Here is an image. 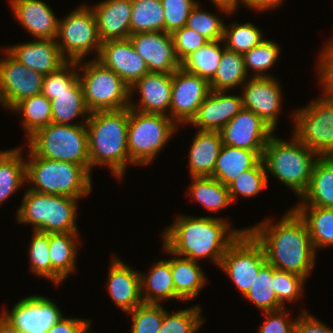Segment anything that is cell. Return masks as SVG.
<instances>
[{
	"mask_svg": "<svg viewBox=\"0 0 333 333\" xmlns=\"http://www.w3.org/2000/svg\"><path fill=\"white\" fill-rule=\"evenodd\" d=\"M269 219L249 228L261 244L266 262L278 270L307 278L315 266L316 251L307 226L292 208L276 224Z\"/></svg>",
	"mask_w": 333,
	"mask_h": 333,
	"instance_id": "obj_1",
	"label": "cell"
},
{
	"mask_svg": "<svg viewBox=\"0 0 333 333\" xmlns=\"http://www.w3.org/2000/svg\"><path fill=\"white\" fill-rule=\"evenodd\" d=\"M174 224L163 232V244L174 254L198 262L201 258H211L220 265L228 246L245 229H229V222L216 217H177Z\"/></svg>",
	"mask_w": 333,
	"mask_h": 333,
	"instance_id": "obj_2",
	"label": "cell"
},
{
	"mask_svg": "<svg viewBox=\"0 0 333 333\" xmlns=\"http://www.w3.org/2000/svg\"><path fill=\"white\" fill-rule=\"evenodd\" d=\"M129 107L94 111L87 119L90 173L93 166H108L117 179H123L130 160L128 151Z\"/></svg>",
	"mask_w": 333,
	"mask_h": 333,
	"instance_id": "obj_3",
	"label": "cell"
},
{
	"mask_svg": "<svg viewBox=\"0 0 333 333\" xmlns=\"http://www.w3.org/2000/svg\"><path fill=\"white\" fill-rule=\"evenodd\" d=\"M291 141H283L273 134L265 145L262 161L265 171L290 187L300 200L319 156L294 136Z\"/></svg>",
	"mask_w": 333,
	"mask_h": 333,
	"instance_id": "obj_4",
	"label": "cell"
},
{
	"mask_svg": "<svg viewBox=\"0 0 333 333\" xmlns=\"http://www.w3.org/2000/svg\"><path fill=\"white\" fill-rule=\"evenodd\" d=\"M91 179V173L83 165L48 160L29 149L26 181L32 184L28 187L30 190L80 199L92 191Z\"/></svg>",
	"mask_w": 333,
	"mask_h": 333,
	"instance_id": "obj_5",
	"label": "cell"
},
{
	"mask_svg": "<svg viewBox=\"0 0 333 333\" xmlns=\"http://www.w3.org/2000/svg\"><path fill=\"white\" fill-rule=\"evenodd\" d=\"M77 198L40 193L27 189L16 213L19 223L31 224L33 231L45 233L78 232Z\"/></svg>",
	"mask_w": 333,
	"mask_h": 333,
	"instance_id": "obj_6",
	"label": "cell"
},
{
	"mask_svg": "<svg viewBox=\"0 0 333 333\" xmlns=\"http://www.w3.org/2000/svg\"><path fill=\"white\" fill-rule=\"evenodd\" d=\"M28 144L38 157L83 165L90 172L86 122L50 123L31 135Z\"/></svg>",
	"mask_w": 333,
	"mask_h": 333,
	"instance_id": "obj_7",
	"label": "cell"
},
{
	"mask_svg": "<svg viewBox=\"0 0 333 333\" xmlns=\"http://www.w3.org/2000/svg\"><path fill=\"white\" fill-rule=\"evenodd\" d=\"M178 125L167 115L143 113L129 107L128 151L135 166H146L167 144Z\"/></svg>",
	"mask_w": 333,
	"mask_h": 333,
	"instance_id": "obj_8",
	"label": "cell"
},
{
	"mask_svg": "<svg viewBox=\"0 0 333 333\" xmlns=\"http://www.w3.org/2000/svg\"><path fill=\"white\" fill-rule=\"evenodd\" d=\"M83 75L79 73L84 100L90 112L120 110L129 107L130 88L111 69L95 58L83 62Z\"/></svg>",
	"mask_w": 333,
	"mask_h": 333,
	"instance_id": "obj_9",
	"label": "cell"
},
{
	"mask_svg": "<svg viewBox=\"0 0 333 333\" xmlns=\"http://www.w3.org/2000/svg\"><path fill=\"white\" fill-rule=\"evenodd\" d=\"M57 45L66 61H80L90 51L99 55L102 42L98 36V29L94 12L90 6L77 7L64 19H59Z\"/></svg>",
	"mask_w": 333,
	"mask_h": 333,
	"instance_id": "obj_10",
	"label": "cell"
},
{
	"mask_svg": "<svg viewBox=\"0 0 333 333\" xmlns=\"http://www.w3.org/2000/svg\"><path fill=\"white\" fill-rule=\"evenodd\" d=\"M293 114V136L319 157L333 151V98L324 95Z\"/></svg>",
	"mask_w": 333,
	"mask_h": 333,
	"instance_id": "obj_11",
	"label": "cell"
},
{
	"mask_svg": "<svg viewBox=\"0 0 333 333\" xmlns=\"http://www.w3.org/2000/svg\"><path fill=\"white\" fill-rule=\"evenodd\" d=\"M266 263L261 244L248 231L241 233L227 248L219 267L244 296L252 287L260 268Z\"/></svg>",
	"mask_w": 333,
	"mask_h": 333,
	"instance_id": "obj_12",
	"label": "cell"
},
{
	"mask_svg": "<svg viewBox=\"0 0 333 333\" xmlns=\"http://www.w3.org/2000/svg\"><path fill=\"white\" fill-rule=\"evenodd\" d=\"M171 83L168 116L177 125L190 123L211 91L209 81L180 67L171 74Z\"/></svg>",
	"mask_w": 333,
	"mask_h": 333,
	"instance_id": "obj_13",
	"label": "cell"
},
{
	"mask_svg": "<svg viewBox=\"0 0 333 333\" xmlns=\"http://www.w3.org/2000/svg\"><path fill=\"white\" fill-rule=\"evenodd\" d=\"M0 59V104L12 109L21 100L41 94L44 75L27 68L6 50Z\"/></svg>",
	"mask_w": 333,
	"mask_h": 333,
	"instance_id": "obj_14",
	"label": "cell"
},
{
	"mask_svg": "<svg viewBox=\"0 0 333 333\" xmlns=\"http://www.w3.org/2000/svg\"><path fill=\"white\" fill-rule=\"evenodd\" d=\"M1 315L22 333H46L63 317L56 303L38 295L19 300L11 313L3 310Z\"/></svg>",
	"mask_w": 333,
	"mask_h": 333,
	"instance_id": "obj_15",
	"label": "cell"
},
{
	"mask_svg": "<svg viewBox=\"0 0 333 333\" xmlns=\"http://www.w3.org/2000/svg\"><path fill=\"white\" fill-rule=\"evenodd\" d=\"M274 131L253 111L243 107L219 133L225 145L263 151Z\"/></svg>",
	"mask_w": 333,
	"mask_h": 333,
	"instance_id": "obj_16",
	"label": "cell"
},
{
	"mask_svg": "<svg viewBox=\"0 0 333 333\" xmlns=\"http://www.w3.org/2000/svg\"><path fill=\"white\" fill-rule=\"evenodd\" d=\"M273 76L250 77L243 86L242 105L253 111L273 130L276 129L278 114L282 110L280 84Z\"/></svg>",
	"mask_w": 333,
	"mask_h": 333,
	"instance_id": "obj_17",
	"label": "cell"
},
{
	"mask_svg": "<svg viewBox=\"0 0 333 333\" xmlns=\"http://www.w3.org/2000/svg\"><path fill=\"white\" fill-rule=\"evenodd\" d=\"M129 39L147 63L149 72L172 74L181 67L171 34L165 31L140 32L130 35Z\"/></svg>",
	"mask_w": 333,
	"mask_h": 333,
	"instance_id": "obj_18",
	"label": "cell"
},
{
	"mask_svg": "<svg viewBox=\"0 0 333 333\" xmlns=\"http://www.w3.org/2000/svg\"><path fill=\"white\" fill-rule=\"evenodd\" d=\"M95 59L119 75L129 87L149 72L147 63L136 52L130 39L102 42Z\"/></svg>",
	"mask_w": 333,
	"mask_h": 333,
	"instance_id": "obj_19",
	"label": "cell"
},
{
	"mask_svg": "<svg viewBox=\"0 0 333 333\" xmlns=\"http://www.w3.org/2000/svg\"><path fill=\"white\" fill-rule=\"evenodd\" d=\"M130 88L131 109L153 114L167 115L170 110L171 101V74L162 72H148L137 80ZM134 89L140 93V102L137 104L131 101Z\"/></svg>",
	"mask_w": 333,
	"mask_h": 333,
	"instance_id": "obj_20",
	"label": "cell"
},
{
	"mask_svg": "<svg viewBox=\"0 0 333 333\" xmlns=\"http://www.w3.org/2000/svg\"><path fill=\"white\" fill-rule=\"evenodd\" d=\"M211 90L189 124L197 130L220 131L242 108L241 95Z\"/></svg>",
	"mask_w": 333,
	"mask_h": 333,
	"instance_id": "obj_21",
	"label": "cell"
},
{
	"mask_svg": "<svg viewBox=\"0 0 333 333\" xmlns=\"http://www.w3.org/2000/svg\"><path fill=\"white\" fill-rule=\"evenodd\" d=\"M116 306L130 312L144 302L141 296L140 272L123 263L118 257L112 258L107 287Z\"/></svg>",
	"mask_w": 333,
	"mask_h": 333,
	"instance_id": "obj_22",
	"label": "cell"
},
{
	"mask_svg": "<svg viewBox=\"0 0 333 333\" xmlns=\"http://www.w3.org/2000/svg\"><path fill=\"white\" fill-rule=\"evenodd\" d=\"M17 21L36 39L56 40L59 19L42 0H10Z\"/></svg>",
	"mask_w": 333,
	"mask_h": 333,
	"instance_id": "obj_23",
	"label": "cell"
},
{
	"mask_svg": "<svg viewBox=\"0 0 333 333\" xmlns=\"http://www.w3.org/2000/svg\"><path fill=\"white\" fill-rule=\"evenodd\" d=\"M5 49L18 62L43 75L53 73L66 62L60 53L57 40L35 39Z\"/></svg>",
	"mask_w": 333,
	"mask_h": 333,
	"instance_id": "obj_24",
	"label": "cell"
},
{
	"mask_svg": "<svg viewBox=\"0 0 333 333\" xmlns=\"http://www.w3.org/2000/svg\"><path fill=\"white\" fill-rule=\"evenodd\" d=\"M92 10L101 42L129 39L131 0H102Z\"/></svg>",
	"mask_w": 333,
	"mask_h": 333,
	"instance_id": "obj_25",
	"label": "cell"
},
{
	"mask_svg": "<svg viewBox=\"0 0 333 333\" xmlns=\"http://www.w3.org/2000/svg\"><path fill=\"white\" fill-rule=\"evenodd\" d=\"M78 234L79 232L49 233L51 281L57 286L76 269Z\"/></svg>",
	"mask_w": 333,
	"mask_h": 333,
	"instance_id": "obj_26",
	"label": "cell"
},
{
	"mask_svg": "<svg viewBox=\"0 0 333 333\" xmlns=\"http://www.w3.org/2000/svg\"><path fill=\"white\" fill-rule=\"evenodd\" d=\"M189 152L191 177L211 176L223 145L219 131L197 130Z\"/></svg>",
	"mask_w": 333,
	"mask_h": 333,
	"instance_id": "obj_27",
	"label": "cell"
},
{
	"mask_svg": "<svg viewBox=\"0 0 333 333\" xmlns=\"http://www.w3.org/2000/svg\"><path fill=\"white\" fill-rule=\"evenodd\" d=\"M163 250L173 255V257H170V268L175 294L181 301L194 299L207 280L202 268L198 262L172 253L164 244Z\"/></svg>",
	"mask_w": 333,
	"mask_h": 333,
	"instance_id": "obj_28",
	"label": "cell"
},
{
	"mask_svg": "<svg viewBox=\"0 0 333 333\" xmlns=\"http://www.w3.org/2000/svg\"><path fill=\"white\" fill-rule=\"evenodd\" d=\"M262 154L263 151H252L223 144L210 177L228 186L242 172L253 168L262 159Z\"/></svg>",
	"mask_w": 333,
	"mask_h": 333,
	"instance_id": "obj_29",
	"label": "cell"
},
{
	"mask_svg": "<svg viewBox=\"0 0 333 333\" xmlns=\"http://www.w3.org/2000/svg\"><path fill=\"white\" fill-rule=\"evenodd\" d=\"M300 199L297 206L333 208V161L328 156L315 161L309 186Z\"/></svg>",
	"mask_w": 333,
	"mask_h": 333,
	"instance_id": "obj_30",
	"label": "cell"
},
{
	"mask_svg": "<svg viewBox=\"0 0 333 333\" xmlns=\"http://www.w3.org/2000/svg\"><path fill=\"white\" fill-rule=\"evenodd\" d=\"M141 296L146 304H161L162 300L178 299L175 294L170 259L159 260L148 274L140 272Z\"/></svg>",
	"mask_w": 333,
	"mask_h": 333,
	"instance_id": "obj_31",
	"label": "cell"
},
{
	"mask_svg": "<svg viewBox=\"0 0 333 333\" xmlns=\"http://www.w3.org/2000/svg\"><path fill=\"white\" fill-rule=\"evenodd\" d=\"M44 95L51 100L52 123L71 125L74 118L81 116L85 117L82 122H87L91 112L86 106L80 80L66 92Z\"/></svg>",
	"mask_w": 333,
	"mask_h": 333,
	"instance_id": "obj_32",
	"label": "cell"
},
{
	"mask_svg": "<svg viewBox=\"0 0 333 333\" xmlns=\"http://www.w3.org/2000/svg\"><path fill=\"white\" fill-rule=\"evenodd\" d=\"M293 209L305 222L314 250L333 246V208L295 206Z\"/></svg>",
	"mask_w": 333,
	"mask_h": 333,
	"instance_id": "obj_33",
	"label": "cell"
},
{
	"mask_svg": "<svg viewBox=\"0 0 333 333\" xmlns=\"http://www.w3.org/2000/svg\"><path fill=\"white\" fill-rule=\"evenodd\" d=\"M21 151L18 147L0 152V204L27 182Z\"/></svg>",
	"mask_w": 333,
	"mask_h": 333,
	"instance_id": "obj_34",
	"label": "cell"
},
{
	"mask_svg": "<svg viewBox=\"0 0 333 333\" xmlns=\"http://www.w3.org/2000/svg\"><path fill=\"white\" fill-rule=\"evenodd\" d=\"M187 193L203 208L209 211L218 212L222 208L228 207L231 203L228 186L210 176L192 177Z\"/></svg>",
	"mask_w": 333,
	"mask_h": 333,
	"instance_id": "obj_35",
	"label": "cell"
},
{
	"mask_svg": "<svg viewBox=\"0 0 333 333\" xmlns=\"http://www.w3.org/2000/svg\"><path fill=\"white\" fill-rule=\"evenodd\" d=\"M247 77L243 54L225 48L217 71L209 81L210 89L227 93L229 89L242 86L248 80Z\"/></svg>",
	"mask_w": 333,
	"mask_h": 333,
	"instance_id": "obj_36",
	"label": "cell"
},
{
	"mask_svg": "<svg viewBox=\"0 0 333 333\" xmlns=\"http://www.w3.org/2000/svg\"><path fill=\"white\" fill-rule=\"evenodd\" d=\"M11 111L22 115V125L28 137L52 123L51 100L42 93L21 100Z\"/></svg>",
	"mask_w": 333,
	"mask_h": 333,
	"instance_id": "obj_37",
	"label": "cell"
},
{
	"mask_svg": "<svg viewBox=\"0 0 333 333\" xmlns=\"http://www.w3.org/2000/svg\"><path fill=\"white\" fill-rule=\"evenodd\" d=\"M130 35L140 32L165 31L161 0H131Z\"/></svg>",
	"mask_w": 333,
	"mask_h": 333,
	"instance_id": "obj_38",
	"label": "cell"
},
{
	"mask_svg": "<svg viewBox=\"0 0 333 333\" xmlns=\"http://www.w3.org/2000/svg\"><path fill=\"white\" fill-rule=\"evenodd\" d=\"M223 40L209 41L194 53L190 54L182 63L181 67L192 74H196L210 81L219 66L225 47L220 48Z\"/></svg>",
	"mask_w": 333,
	"mask_h": 333,
	"instance_id": "obj_39",
	"label": "cell"
},
{
	"mask_svg": "<svg viewBox=\"0 0 333 333\" xmlns=\"http://www.w3.org/2000/svg\"><path fill=\"white\" fill-rule=\"evenodd\" d=\"M262 312L275 311L284 308L277 300L274 291L273 266L267 262L260 268L250 290L244 295Z\"/></svg>",
	"mask_w": 333,
	"mask_h": 333,
	"instance_id": "obj_40",
	"label": "cell"
},
{
	"mask_svg": "<svg viewBox=\"0 0 333 333\" xmlns=\"http://www.w3.org/2000/svg\"><path fill=\"white\" fill-rule=\"evenodd\" d=\"M263 33L251 22L244 24L232 23L224 25L223 43L229 50L244 54L260 44L264 39Z\"/></svg>",
	"mask_w": 333,
	"mask_h": 333,
	"instance_id": "obj_41",
	"label": "cell"
},
{
	"mask_svg": "<svg viewBox=\"0 0 333 333\" xmlns=\"http://www.w3.org/2000/svg\"><path fill=\"white\" fill-rule=\"evenodd\" d=\"M205 323L200 305L170 314L163 308V320L158 333H196Z\"/></svg>",
	"mask_w": 333,
	"mask_h": 333,
	"instance_id": "obj_42",
	"label": "cell"
},
{
	"mask_svg": "<svg viewBox=\"0 0 333 333\" xmlns=\"http://www.w3.org/2000/svg\"><path fill=\"white\" fill-rule=\"evenodd\" d=\"M267 174L262 159L253 168L242 172L228 185L232 202L235 201L238 195L244 197L257 195L267 187L269 179Z\"/></svg>",
	"mask_w": 333,
	"mask_h": 333,
	"instance_id": "obj_43",
	"label": "cell"
},
{
	"mask_svg": "<svg viewBox=\"0 0 333 333\" xmlns=\"http://www.w3.org/2000/svg\"><path fill=\"white\" fill-rule=\"evenodd\" d=\"M279 54V45L264 38L260 44L243 54L246 73L248 74L251 69L253 72L255 71L253 77H270L265 74V71L274 66Z\"/></svg>",
	"mask_w": 333,
	"mask_h": 333,
	"instance_id": "obj_44",
	"label": "cell"
},
{
	"mask_svg": "<svg viewBox=\"0 0 333 333\" xmlns=\"http://www.w3.org/2000/svg\"><path fill=\"white\" fill-rule=\"evenodd\" d=\"M200 7V4L197 3L192 9L187 19L186 27L204 36L208 41L223 40L224 21L213 13L201 10Z\"/></svg>",
	"mask_w": 333,
	"mask_h": 333,
	"instance_id": "obj_45",
	"label": "cell"
},
{
	"mask_svg": "<svg viewBox=\"0 0 333 333\" xmlns=\"http://www.w3.org/2000/svg\"><path fill=\"white\" fill-rule=\"evenodd\" d=\"M28 251L31 272L51 280L49 233L34 230Z\"/></svg>",
	"mask_w": 333,
	"mask_h": 333,
	"instance_id": "obj_46",
	"label": "cell"
},
{
	"mask_svg": "<svg viewBox=\"0 0 333 333\" xmlns=\"http://www.w3.org/2000/svg\"><path fill=\"white\" fill-rule=\"evenodd\" d=\"M273 280L277 300L283 307L285 306L284 301L295 302L303 296L306 279L302 276L273 267Z\"/></svg>",
	"mask_w": 333,
	"mask_h": 333,
	"instance_id": "obj_47",
	"label": "cell"
},
{
	"mask_svg": "<svg viewBox=\"0 0 333 333\" xmlns=\"http://www.w3.org/2000/svg\"><path fill=\"white\" fill-rule=\"evenodd\" d=\"M79 64L80 61H66L53 73L44 75L41 93L60 94L66 92V89L71 88L79 80V74L76 70V67L80 66Z\"/></svg>",
	"mask_w": 333,
	"mask_h": 333,
	"instance_id": "obj_48",
	"label": "cell"
},
{
	"mask_svg": "<svg viewBox=\"0 0 333 333\" xmlns=\"http://www.w3.org/2000/svg\"><path fill=\"white\" fill-rule=\"evenodd\" d=\"M132 315L131 333H158L163 320V307L160 304L143 303L128 312Z\"/></svg>",
	"mask_w": 333,
	"mask_h": 333,
	"instance_id": "obj_49",
	"label": "cell"
},
{
	"mask_svg": "<svg viewBox=\"0 0 333 333\" xmlns=\"http://www.w3.org/2000/svg\"><path fill=\"white\" fill-rule=\"evenodd\" d=\"M198 2L196 0H161L165 15V32L172 34L186 26L189 14Z\"/></svg>",
	"mask_w": 333,
	"mask_h": 333,
	"instance_id": "obj_50",
	"label": "cell"
},
{
	"mask_svg": "<svg viewBox=\"0 0 333 333\" xmlns=\"http://www.w3.org/2000/svg\"><path fill=\"white\" fill-rule=\"evenodd\" d=\"M171 35L175 53L180 63L209 42L204 36L186 26L174 31Z\"/></svg>",
	"mask_w": 333,
	"mask_h": 333,
	"instance_id": "obj_51",
	"label": "cell"
},
{
	"mask_svg": "<svg viewBox=\"0 0 333 333\" xmlns=\"http://www.w3.org/2000/svg\"><path fill=\"white\" fill-rule=\"evenodd\" d=\"M318 59V78L323 87V92L326 97L333 98V39L331 38L323 48Z\"/></svg>",
	"mask_w": 333,
	"mask_h": 333,
	"instance_id": "obj_52",
	"label": "cell"
},
{
	"mask_svg": "<svg viewBox=\"0 0 333 333\" xmlns=\"http://www.w3.org/2000/svg\"><path fill=\"white\" fill-rule=\"evenodd\" d=\"M263 313L267 319L261 325L259 333H294L296 319L290 321V316L284 308Z\"/></svg>",
	"mask_w": 333,
	"mask_h": 333,
	"instance_id": "obj_53",
	"label": "cell"
},
{
	"mask_svg": "<svg viewBox=\"0 0 333 333\" xmlns=\"http://www.w3.org/2000/svg\"><path fill=\"white\" fill-rule=\"evenodd\" d=\"M294 333H333V329L308 312L302 311L295 321Z\"/></svg>",
	"mask_w": 333,
	"mask_h": 333,
	"instance_id": "obj_54",
	"label": "cell"
},
{
	"mask_svg": "<svg viewBox=\"0 0 333 333\" xmlns=\"http://www.w3.org/2000/svg\"><path fill=\"white\" fill-rule=\"evenodd\" d=\"M90 324L88 319L63 316L46 333H88Z\"/></svg>",
	"mask_w": 333,
	"mask_h": 333,
	"instance_id": "obj_55",
	"label": "cell"
},
{
	"mask_svg": "<svg viewBox=\"0 0 333 333\" xmlns=\"http://www.w3.org/2000/svg\"><path fill=\"white\" fill-rule=\"evenodd\" d=\"M283 0H242V3L256 11L275 9L281 5Z\"/></svg>",
	"mask_w": 333,
	"mask_h": 333,
	"instance_id": "obj_56",
	"label": "cell"
},
{
	"mask_svg": "<svg viewBox=\"0 0 333 333\" xmlns=\"http://www.w3.org/2000/svg\"><path fill=\"white\" fill-rule=\"evenodd\" d=\"M239 2L242 3V0H212L217 9L219 8V10L228 15L235 13L236 8L238 9L240 4Z\"/></svg>",
	"mask_w": 333,
	"mask_h": 333,
	"instance_id": "obj_57",
	"label": "cell"
},
{
	"mask_svg": "<svg viewBox=\"0 0 333 333\" xmlns=\"http://www.w3.org/2000/svg\"><path fill=\"white\" fill-rule=\"evenodd\" d=\"M0 333H22L19 329L9 323L2 315H0Z\"/></svg>",
	"mask_w": 333,
	"mask_h": 333,
	"instance_id": "obj_58",
	"label": "cell"
},
{
	"mask_svg": "<svg viewBox=\"0 0 333 333\" xmlns=\"http://www.w3.org/2000/svg\"><path fill=\"white\" fill-rule=\"evenodd\" d=\"M328 157L333 161V151L328 155Z\"/></svg>",
	"mask_w": 333,
	"mask_h": 333,
	"instance_id": "obj_59",
	"label": "cell"
}]
</instances>
